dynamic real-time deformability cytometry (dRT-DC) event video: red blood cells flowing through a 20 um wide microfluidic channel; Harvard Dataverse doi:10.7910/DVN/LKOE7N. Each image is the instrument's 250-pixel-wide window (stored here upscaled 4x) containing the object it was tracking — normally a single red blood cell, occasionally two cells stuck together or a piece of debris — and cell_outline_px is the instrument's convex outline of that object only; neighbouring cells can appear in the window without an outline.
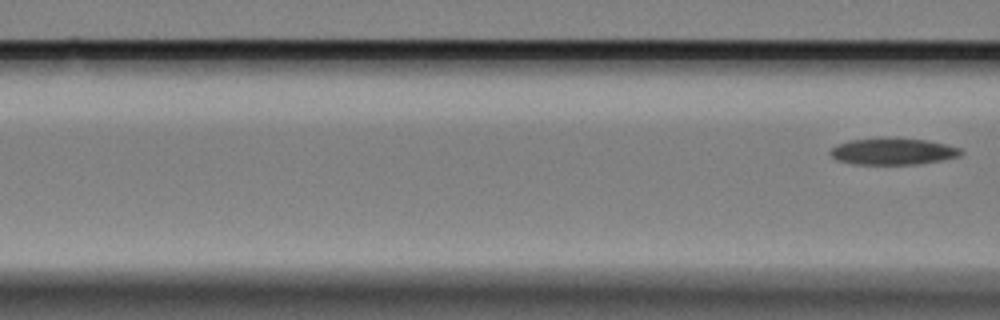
{"species": "Egyptian fruit bat (a non-hibernating species)", "species_latin": "Rousettus aegyptiacus", "temperature_condition": "cold", "stored_images_in_passage": 9, "segment_of_instrument_passage": [2, 2], "camera_frame_rate_fps": 3000, "um_per_image_px": 0.085, "animal": {"sex": "female"}, "frame": {"image": 1, "passage_image": 9, "time_ms": 2.667, "image_size_px": [1000, 320], "cell_outline_px": [[964, 152], [960, 156], [940, 160], [916, 164], [852, 164], [836, 160], [828, 152], [836, 144], [848, 140], [888, 136], [924, 140], [944, 144], [960, 148]], "centroid_in_image_um": [75.84, 12.85], "position_along_channel_um": 90.8, "area_um2": 20.58}}